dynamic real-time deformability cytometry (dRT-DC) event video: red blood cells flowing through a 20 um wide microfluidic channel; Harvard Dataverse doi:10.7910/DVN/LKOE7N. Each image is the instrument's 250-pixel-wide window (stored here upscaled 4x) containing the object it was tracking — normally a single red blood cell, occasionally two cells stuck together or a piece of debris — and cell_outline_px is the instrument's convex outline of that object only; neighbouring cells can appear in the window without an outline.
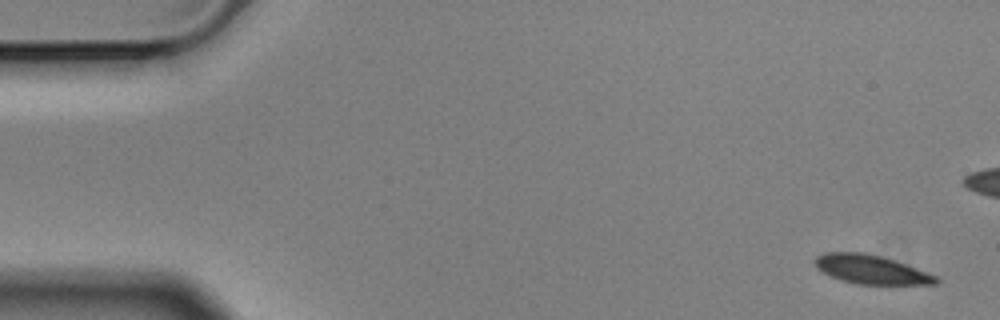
{"species": "Egyptian fruit bat (a non-hibernating species)", "species_latin": "Rousettus aegyptiacus", "temperature_condition": "cold", "stored_images_in_passage": 6, "camera_frame_rate_fps": 3000, "um_per_image_px": 0.085, "animal": {"sex": "male"}, "frame": {"image": 1, "passage_image": 1, "time_ms": 0.0, "image_size_px": [1000, 320], "cell_outline_px": [[940, 284], [856, 284], [840, 280], [816, 268], [812, 260], [816, 256], [824, 252], [864, 252], [880, 256], [940, 276]], "centroid_in_image_um": [74.04, 22.9], "position_along_channel_um": 11.0, "area_um2": 20.46}}